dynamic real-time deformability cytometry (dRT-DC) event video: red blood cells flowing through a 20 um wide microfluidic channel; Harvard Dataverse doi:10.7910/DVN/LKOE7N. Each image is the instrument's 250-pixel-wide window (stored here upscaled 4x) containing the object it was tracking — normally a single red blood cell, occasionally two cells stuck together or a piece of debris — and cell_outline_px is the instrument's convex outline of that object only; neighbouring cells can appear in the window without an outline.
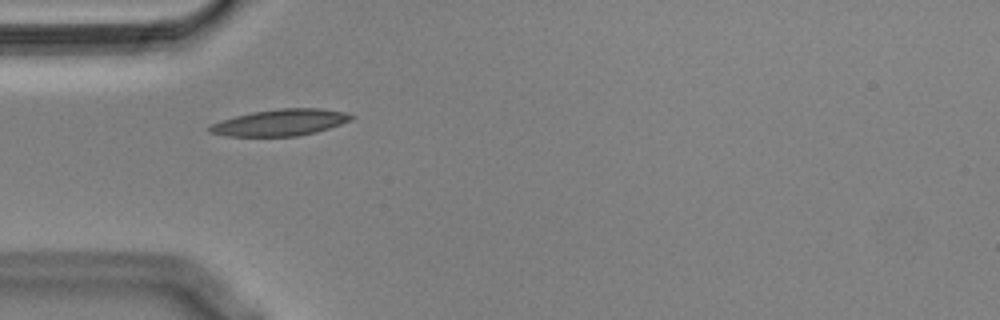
{"species": "Egyptian fruit bat (a non-hibernating species)", "species_latin": "Rousettus aegyptiacus", "temperature_condition": "cold", "stored_images_in_passage": 40, "camera_frame_rate_fps": 3000, "um_per_image_px": 0.085, "animal": {"sex": "male"}, "frame": {"image": 1, "passage_image": 1, "time_ms": 0.0, "image_size_px": [1000, 320], "cell_outline_px": [[356, 116], [352, 120], [316, 132], [296, 136], [228, 136], [208, 132], [208, 128], [212, 124], [220, 120], [252, 112], [280, 108], [320, 108], [344, 112]], "centroid_in_image_um": [23.83, 10.41], "position_along_channel_um": 61.2, "area_um2": 21.79}}
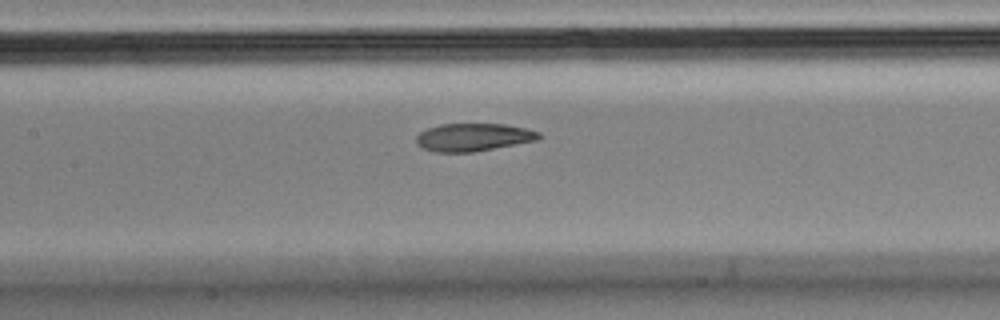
{"frame": {"image": 2, "passage_image": 10, "time_ms": 3.0, "image_size_px": [1000, 320], "cell_outline_px": [[540, 140], [472, 152], [436, 152], [424, 148], [416, 144], [416, 136], [420, 132], [428, 128], [440, 124], [504, 124], [528, 128], [540, 132]], "centroid_in_image_um": [40.26, 11.66], "position_along_channel_um": 167.1, "area_um2": 19.94}}
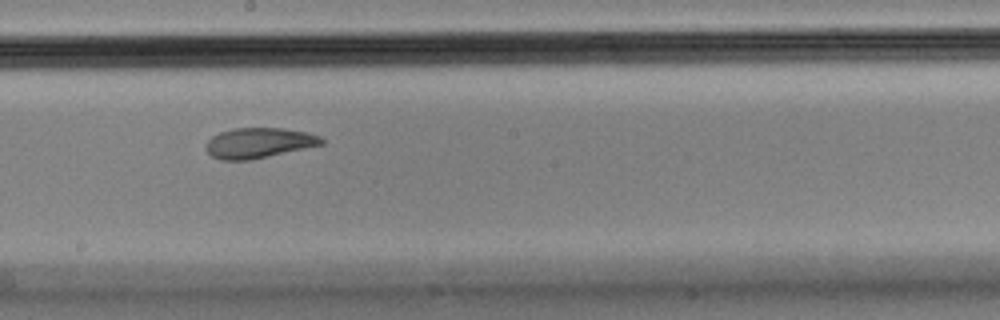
{"frame": {"image": 3, "passage_image": 15, "time_ms": 4.667, "image_size_px": [1000, 320], "cell_outline_px": [[324, 144], [252, 160], [220, 160], [212, 156], [204, 148], [204, 144], [212, 136], [220, 132], [232, 128], [284, 128], [308, 132], [320, 136], [324, 140]], "centroid_in_image_um": [21.98, 12.15], "position_along_channel_um": 226.2, "area_um2": 20.63}, "authors_computed_cell_mechanics": {"area_um2": 21.386, "velocity_mm_per_s": 3.5593, "shape_relaxation_time_tau1_ms": null, "shape_relaxation_time_tau2_ms": 2.4727, "deformation_change_tau1": null, "deformation_change_tau2": 0.0828}}